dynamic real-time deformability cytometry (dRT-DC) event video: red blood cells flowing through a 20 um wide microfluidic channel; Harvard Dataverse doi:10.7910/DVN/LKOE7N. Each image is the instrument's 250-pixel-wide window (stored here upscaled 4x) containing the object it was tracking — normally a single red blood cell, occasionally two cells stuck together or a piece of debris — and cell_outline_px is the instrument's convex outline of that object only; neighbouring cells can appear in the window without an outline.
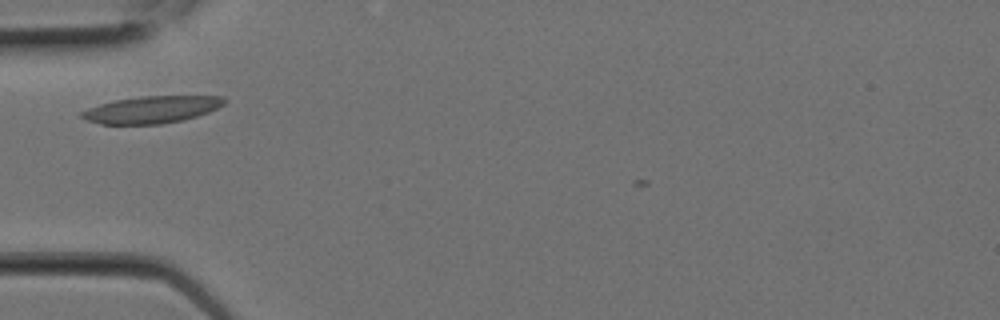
{"species": "Egyptian fruit bat (a non-hibernating species)", "species_latin": "Rousettus aegyptiacus", "temperature_condition": "room temperature", "stored_images_in_passage": 4, "camera_frame_rate_fps": 3000, "um_per_image_px": 0.085, "animal": {"sex": "female"}, "frame": {"image": 1, "passage_image": 2, "time_ms": 0.333, "image_size_px": [1000, 320], "cell_outline_px": [[228, 100], [224, 104], [208, 112], [184, 120], [160, 124], [100, 124], [88, 120], [80, 116], [80, 112], [88, 108], [112, 100], [140, 96], [224, 96]], "centroid_in_image_um": [12.9, 9.31], "position_along_channel_um": 72.1, "area_um2": 22.54}}
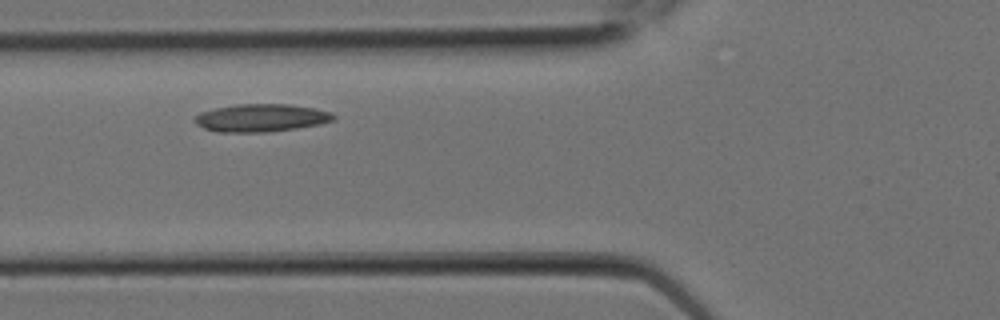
{"frame": {"image": 2, "passage_image": 3, "time_ms": 0.667, "image_size_px": [1000, 320], "cell_outline_px": [[336, 120], [320, 124], [296, 128], [268, 132], [220, 132], [204, 128], [196, 124], [192, 120], [200, 112], [216, 108], [236, 104], [288, 104], [316, 108], [332, 112], [336, 116]], "centroid_in_image_um": [22.23, 10.01], "position_along_channel_um": 103.6, "area_um2": 22.6}}
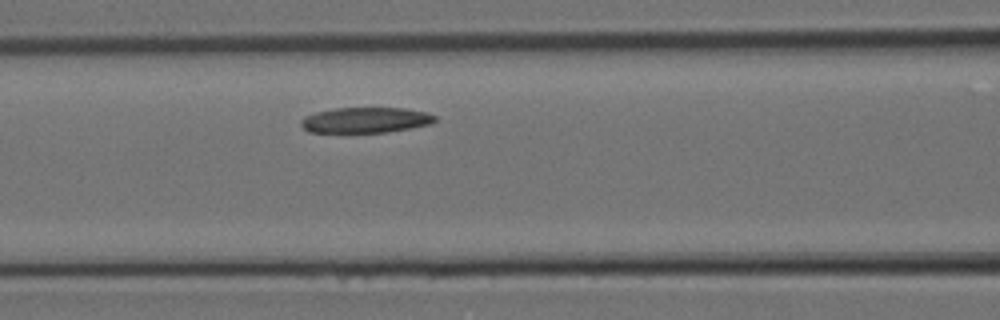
{"frame": {"image": 3, "passage_image": 4, "time_ms": 1.0, "image_size_px": [1000, 320], "cell_outline_px": [[436, 120], [432, 124], [388, 132], [308, 132], [300, 124], [300, 120], [304, 116], [316, 112], [336, 108], [404, 108], [428, 112], [436, 116]], "centroid_in_image_um": [31.09, 10.2], "position_along_channel_um": 135.5, "area_um2": 20.0}}